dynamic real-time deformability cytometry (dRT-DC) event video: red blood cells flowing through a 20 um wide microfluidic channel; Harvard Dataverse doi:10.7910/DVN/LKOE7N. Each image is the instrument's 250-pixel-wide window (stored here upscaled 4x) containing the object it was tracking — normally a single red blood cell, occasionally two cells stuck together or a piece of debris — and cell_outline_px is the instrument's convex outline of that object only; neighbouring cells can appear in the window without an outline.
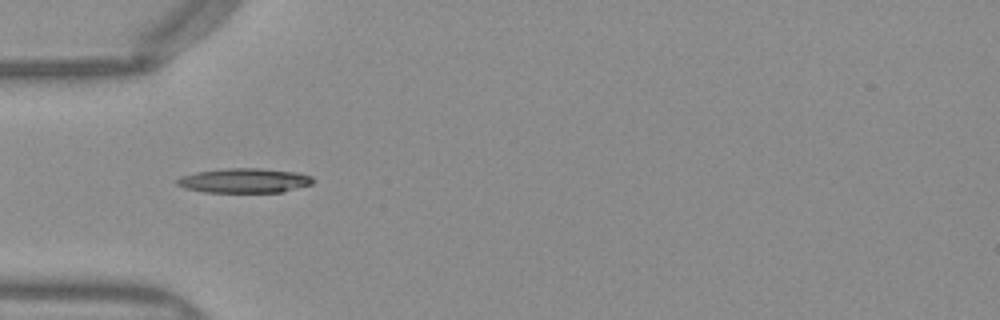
{"species": "Egyptian fruit bat (a non-hibernating species)", "species_latin": "Rousettus aegyptiacus", "temperature_condition": "warm", "stored_images_in_passage": 43, "camera_frame_rate_fps": 3000, "um_per_image_px": 0.085, "frame": {"image": 1, "passage_image": 8, "time_ms": 2.333, "image_size_px": [1000, 320], "cell_outline_px": [[312, 184], [284, 192], [204, 192], [184, 188], [176, 184], [176, 180], [184, 176], [196, 172], [228, 168], [256, 168], [296, 172], [312, 176]], "centroid_in_image_um": [20.78, 15.35], "position_along_channel_um": 64.2, "area_um2": 19.31}}
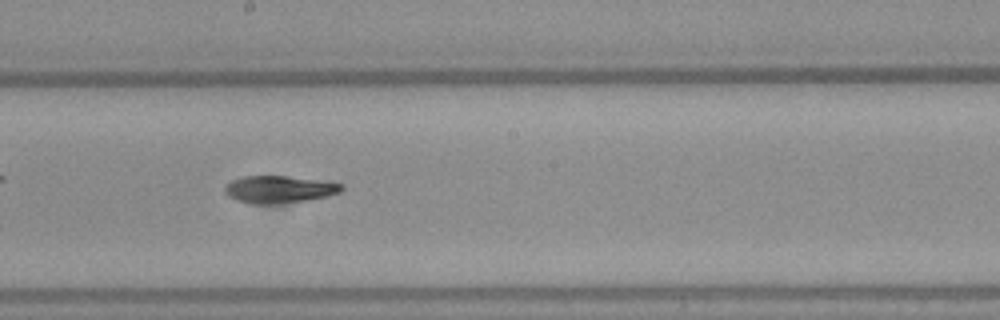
{"frame": {"image": 2, "passage_image": 20, "time_ms": 6.333, "image_size_px": [1000, 320], "cell_outline_px": [[344, 188], [340, 192], [324, 196], [304, 200], [272, 204], [252, 204], [236, 200], [228, 196], [224, 192], [224, 188], [232, 180], [240, 176], [284, 176], [320, 180], [344, 184]], "centroid_in_image_um": [23.69, 16.09], "position_along_channel_um": 224.5, "area_um2": 18.38}}
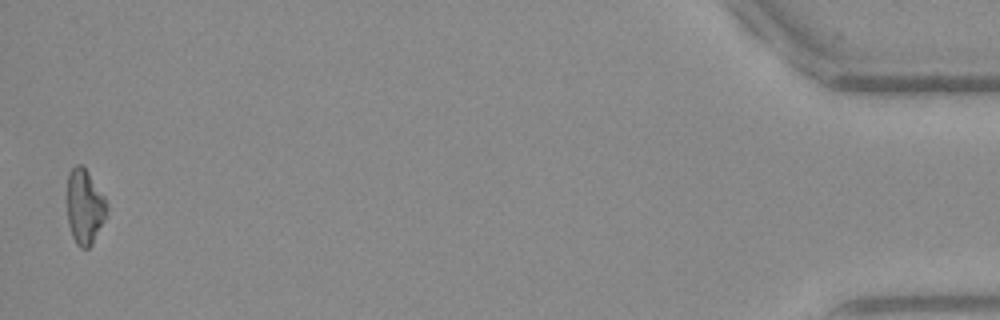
{"frame": {"image": 3, "passage_image": 42, "time_ms": 13.667, "image_size_px": [1000, 320], "cell_outline_px": [[108, 204], [104, 220], [92, 244], [88, 248], [80, 248], [76, 244], [72, 236], [68, 224], [68, 172], [76, 164], [80, 164], [88, 172], [104, 196]], "centroid_in_image_um": [7.19, 17.58], "position_along_channel_um": 428.0, "area_um2": 17.17}, "authors_computed_cell_mechanics": {"area_um2": 18.3226, "velocity_mm_per_s": 4.0189, "shape_relaxation_time_tau1_ms": 5.8973, "shape_relaxation_time_tau2_ms": null, "deformation_change_tau1": 0.2194, "deformation_change_tau2": null}}